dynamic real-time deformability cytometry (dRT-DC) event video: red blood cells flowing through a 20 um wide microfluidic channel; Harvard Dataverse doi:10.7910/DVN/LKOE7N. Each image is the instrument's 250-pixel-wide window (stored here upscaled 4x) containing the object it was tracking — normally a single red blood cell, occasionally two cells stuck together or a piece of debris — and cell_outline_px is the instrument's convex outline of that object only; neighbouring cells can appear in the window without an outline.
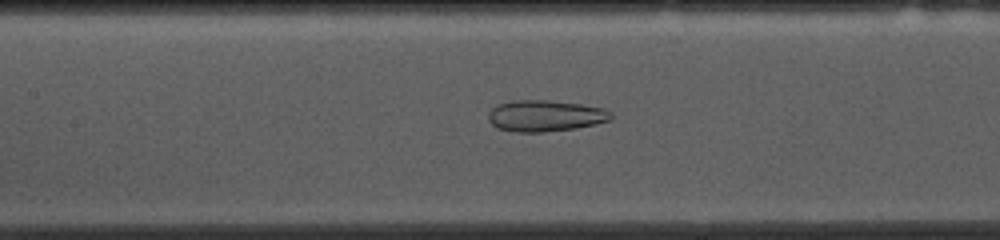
{"species": "common noctule bat (a hibernating species)", "species_latin": "Nyctalus noctula", "temperature_condition": "cold", "stored_images_in_passage": 44, "camera_frame_rate_fps": 3000, "um_per_image_px": 0.085, "animal": {"sex": "female", "body_mass_g": 10.0, "forearm_length_mm": 53.1}, "frame": {"image": 1, "passage_image": 14, "time_ms": 4.333, "image_size_px": [1000, 240], "cell_outline_px": [[612, 116], [608, 120], [596, 124], [576, 128], [544, 132], [516, 132], [496, 128], [488, 120], [488, 112], [492, 108], [500, 104], [516, 100], [548, 100], [580, 104], [604, 108], [612, 112]], "centroid_in_image_um": [46.33, 9.85], "position_along_channel_um": 161.1, "area_um2": 22.37}}
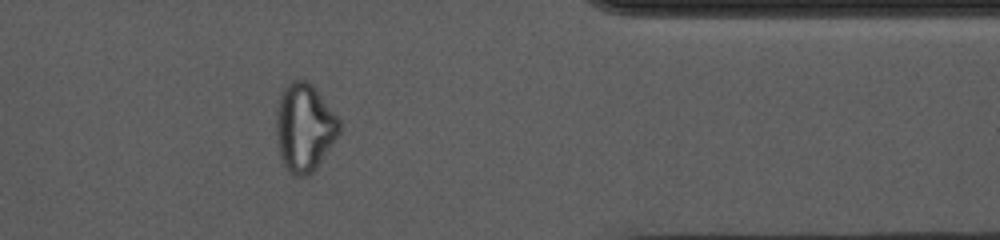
{"frame": {"image": 2, "passage_image": 34, "time_ms": 11.0, "image_size_px": [1000, 240], "cell_outline_px": [[340, 132], [336, 140], [316, 168], [308, 176], [296, 176], [284, 164], [280, 152], [276, 136], [276, 108], [280, 96], [288, 80], [308, 80], [312, 84], [340, 120]], "centroid_in_image_um": [25.88, 10.81], "position_along_channel_um": 385.5, "area_um2": 32.25}}
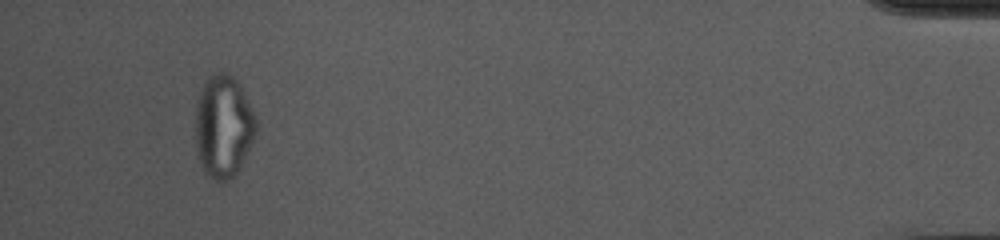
{"frame": {"image": 3, "passage_image": 41, "time_ms": 13.333, "image_size_px": [1000, 240], "cell_outline_px": [[256, 132], [252, 144], [240, 168], [228, 180], [216, 180], [208, 176], [204, 172], [200, 160], [196, 144], [196, 108], [200, 92], [208, 76], [216, 72], [228, 72], [240, 84], [256, 116]], "centroid_in_image_um": [19.01, 10.72], "position_along_channel_um": 416.2, "area_um2": 36.13}, "authors_computed_cell_mechanics": {"area_um2": 29.3913, "velocity_mm_per_s": 3.6882, "shape_relaxation_time_tau1_ms": null, "shape_relaxation_time_tau2_ms": 2.2734, "deformation_change_tau1": null, "deformation_change_tau2": 0.0902}}